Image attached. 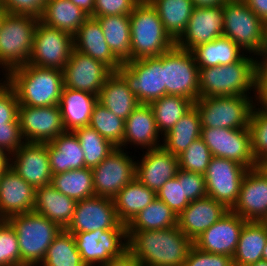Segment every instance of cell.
Here are the masks:
<instances>
[{"mask_svg":"<svg viewBox=\"0 0 267 266\" xmlns=\"http://www.w3.org/2000/svg\"><path fill=\"white\" fill-rule=\"evenodd\" d=\"M127 234L128 250L142 266H183L193 245L178 226Z\"/></svg>","mask_w":267,"mask_h":266,"instance_id":"6da1fadb","label":"cell"},{"mask_svg":"<svg viewBox=\"0 0 267 266\" xmlns=\"http://www.w3.org/2000/svg\"><path fill=\"white\" fill-rule=\"evenodd\" d=\"M4 78L15 89L19 105H58L64 88L63 72L31 64L11 70Z\"/></svg>","mask_w":267,"mask_h":266,"instance_id":"7a4b0ae2","label":"cell"},{"mask_svg":"<svg viewBox=\"0 0 267 266\" xmlns=\"http://www.w3.org/2000/svg\"><path fill=\"white\" fill-rule=\"evenodd\" d=\"M255 78L256 57L253 55L244 54L228 65L199 68V97L248 95L255 92Z\"/></svg>","mask_w":267,"mask_h":266,"instance_id":"3957f363","label":"cell"},{"mask_svg":"<svg viewBox=\"0 0 267 266\" xmlns=\"http://www.w3.org/2000/svg\"><path fill=\"white\" fill-rule=\"evenodd\" d=\"M15 230L21 265L39 266L54 238L62 230L56 223L34 211L6 219Z\"/></svg>","mask_w":267,"mask_h":266,"instance_id":"277c9868","label":"cell"},{"mask_svg":"<svg viewBox=\"0 0 267 266\" xmlns=\"http://www.w3.org/2000/svg\"><path fill=\"white\" fill-rule=\"evenodd\" d=\"M129 17L131 60L158 57L176 45L150 3L138 4Z\"/></svg>","mask_w":267,"mask_h":266,"instance_id":"5b68a950","label":"cell"},{"mask_svg":"<svg viewBox=\"0 0 267 266\" xmlns=\"http://www.w3.org/2000/svg\"><path fill=\"white\" fill-rule=\"evenodd\" d=\"M38 21L33 15H5L0 27V68L5 76L28 63Z\"/></svg>","mask_w":267,"mask_h":266,"instance_id":"8992f818","label":"cell"},{"mask_svg":"<svg viewBox=\"0 0 267 266\" xmlns=\"http://www.w3.org/2000/svg\"><path fill=\"white\" fill-rule=\"evenodd\" d=\"M253 95L199 97L194 106L202 127L239 129L249 128L254 107Z\"/></svg>","mask_w":267,"mask_h":266,"instance_id":"52a82bcc","label":"cell"},{"mask_svg":"<svg viewBox=\"0 0 267 266\" xmlns=\"http://www.w3.org/2000/svg\"><path fill=\"white\" fill-rule=\"evenodd\" d=\"M223 36L230 38L244 53L257 55L262 47L267 25L243 0H229L223 5Z\"/></svg>","mask_w":267,"mask_h":266,"instance_id":"ba28073f","label":"cell"},{"mask_svg":"<svg viewBox=\"0 0 267 266\" xmlns=\"http://www.w3.org/2000/svg\"><path fill=\"white\" fill-rule=\"evenodd\" d=\"M117 72L125 79L140 104H149L166 95L164 53L158 57L130 60Z\"/></svg>","mask_w":267,"mask_h":266,"instance_id":"9c48e42d","label":"cell"},{"mask_svg":"<svg viewBox=\"0 0 267 266\" xmlns=\"http://www.w3.org/2000/svg\"><path fill=\"white\" fill-rule=\"evenodd\" d=\"M86 266H101L128 250L127 227L72 233Z\"/></svg>","mask_w":267,"mask_h":266,"instance_id":"30bf717a","label":"cell"},{"mask_svg":"<svg viewBox=\"0 0 267 266\" xmlns=\"http://www.w3.org/2000/svg\"><path fill=\"white\" fill-rule=\"evenodd\" d=\"M166 95L181 96L195 102L199 98V67L191 51L176 45L164 53Z\"/></svg>","mask_w":267,"mask_h":266,"instance_id":"8fae6325","label":"cell"},{"mask_svg":"<svg viewBox=\"0 0 267 266\" xmlns=\"http://www.w3.org/2000/svg\"><path fill=\"white\" fill-rule=\"evenodd\" d=\"M74 49V36L38 21L27 64L63 70Z\"/></svg>","mask_w":267,"mask_h":266,"instance_id":"7c38bea8","label":"cell"},{"mask_svg":"<svg viewBox=\"0 0 267 266\" xmlns=\"http://www.w3.org/2000/svg\"><path fill=\"white\" fill-rule=\"evenodd\" d=\"M201 138L212 156L236 161L248 169L258 167L252 154L249 128L202 127Z\"/></svg>","mask_w":267,"mask_h":266,"instance_id":"4fadbf2b","label":"cell"},{"mask_svg":"<svg viewBox=\"0 0 267 266\" xmlns=\"http://www.w3.org/2000/svg\"><path fill=\"white\" fill-rule=\"evenodd\" d=\"M248 170L236 161L212 156L204 174L208 197L231 210L238 200L240 186Z\"/></svg>","mask_w":267,"mask_h":266,"instance_id":"5bb4252c","label":"cell"},{"mask_svg":"<svg viewBox=\"0 0 267 266\" xmlns=\"http://www.w3.org/2000/svg\"><path fill=\"white\" fill-rule=\"evenodd\" d=\"M126 152L117 147L98 166L91 168L95 196L113 199L136 178V161Z\"/></svg>","mask_w":267,"mask_h":266,"instance_id":"9a60e30c","label":"cell"},{"mask_svg":"<svg viewBox=\"0 0 267 266\" xmlns=\"http://www.w3.org/2000/svg\"><path fill=\"white\" fill-rule=\"evenodd\" d=\"M18 121L25 142L48 143L65 132L59 105H19Z\"/></svg>","mask_w":267,"mask_h":266,"instance_id":"2e32d148","label":"cell"},{"mask_svg":"<svg viewBox=\"0 0 267 266\" xmlns=\"http://www.w3.org/2000/svg\"><path fill=\"white\" fill-rule=\"evenodd\" d=\"M127 227L118 219L111 198L93 196L77 201L72 221L66 227L69 233L90 232L97 229L109 230Z\"/></svg>","mask_w":267,"mask_h":266,"instance_id":"e0dca14e","label":"cell"},{"mask_svg":"<svg viewBox=\"0 0 267 266\" xmlns=\"http://www.w3.org/2000/svg\"><path fill=\"white\" fill-rule=\"evenodd\" d=\"M63 72L64 87L99 95L113 71L104 63L73 49Z\"/></svg>","mask_w":267,"mask_h":266,"instance_id":"ac0fdd59","label":"cell"},{"mask_svg":"<svg viewBox=\"0 0 267 266\" xmlns=\"http://www.w3.org/2000/svg\"><path fill=\"white\" fill-rule=\"evenodd\" d=\"M10 167L35 189L52 183L48 143L24 142L11 155Z\"/></svg>","mask_w":267,"mask_h":266,"instance_id":"d6986e66","label":"cell"},{"mask_svg":"<svg viewBox=\"0 0 267 266\" xmlns=\"http://www.w3.org/2000/svg\"><path fill=\"white\" fill-rule=\"evenodd\" d=\"M223 26V6L194 7L187 28L176 46L191 51L201 44L222 37Z\"/></svg>","mask_w":267,"mask_h":266,"instance_id":"ffe728a7","label":"cell"},{"mask_svg":"<svg viewBox=\"0 0 267 266\" xmlns=\"http://www.w3.org/2000/svg\"><path fill=\"white\" fill-rule=\"evenodd\" d=\"M247 221L229 210L222 218L204 231L193 245L205 252L233 257L242 228Z\"/></svg>","mask_w":267,"mask_h":266,"instance_id":"44dd1931","label":"cell"},{"mask_svg":"<svg viewBox=\"0 0 267 266\" xmlns=\"http://www.w3.org/2000/svg\"><path fill=\"white\" fill-rule=\"evenodd\" d=\"M231 211L254 222H259L267 213V175L259 167L249 169L245 174Z\"/></svg>","mask_w":267,"mask_h":266,"instance_id":"7402d4cb","label":"cell"},{"mask_svg":"<svg viewBox=\"0 0 267 266\" xmlns=\"http://www.w3.org/2000/svg\"><path fill=\"white\" fill-rule=\"evenodd\" d=\"M35 188L11 167L0 176V220L34 209Z\"/></svg>","mask_w":267,"mask_h":266,"instance_id":"603a6c76","label":"cell"},{"mask_svg":"<svg viewBox=\"0 0 267 266\" xmlns=\"http://www.w3.org/2000/svg\"><path fill=\"white\" fill-rule=\"evenodd\" d=\"M144 155V156H143ZM136 162V179L156 193L179 171L178 157L162 146L146 150Z\"/></svg>","mask_w":267,"mask_h":266,"instance_id":"cb8c5ba5","label":"cell"},{"mask_svg":"<svg viewBox=\"0 0 267 266\" xmlns=\"http://www.w3.org/2000/svg\"><path fill=\"white\" fill-rule=\"evenodd\" d=\"M229 209L211 197L191 201L178 215V228L193 242L222 218Z\"/></svg>","mask_w":267,"mask_h":266,"instance_id":"d4e9b609","label":"cell"},{"mask_svg":"<svg viewBox=\"0 0 267 266\" xmlns=\"http://www.w3.org/2000/svg\"><path fill=\"white\" fill-rule=\"evenodd\" d=\"M160 135L150 105L140 104L125 120L122 149L125 150L128 144L146 150L156 149L162 146Z\"/></svg>","mask_w":267,"mask_h":266,"instance_id":"484cf974","label":"cell"},{"mask_svg":"<svg viewBox=\"0 0 267 266\" xmlns=\"http://www.w3.org/2000/svg\"><path fill=\"white\" fill-rule=\"evenodd\" d=\"M74 49L107 65L117 72L122 63L110 50L102 31L100 22L88 17L74 35Z\"/></svg>","mask_w":267,"mask_h":266,"instance_id":"4316f807","label":"cell"},{"mask_svg":"<svg viewBox=\"0 0 267 266\" xmlns=\"http://www.w3.org/2000/svg\"><path fill=\"white\" fill-rule=\"evenodd\" d=\"M97 102V95L64 87L58 105L65 131L89 126Z\"/></svg>","mask_w":267,"mask_h":266,"instance_id":"83f0119b","label":"cell"},{"mask_svg":"<svg viewBox=\"0 0 267 266\" xmlns=\"http://www.w3.org/2000/svg\"><path fill=\"white\" fill-rule=\"evenodd\" d=\"M77 201L59 192L52 184L35 189L33 211L66 229L72 221Z\"/></svg>","mask_w":267,"mask_h":266,"instance_id":"f1b7e54d","label":"cell"},{"mask_svg":"<svg viewBox=\"0 0 267 266\" xmlns=\"http://www.w3.org/2000/svg\"><path fill=\"white\" fill-rule=\"evenodd\" d=\"M48 156L53 175L85 167L84 152L73 131H65L48 142Z\"/></svg>","mask_w":267,"mask_h":266,"instance_id":"f546056e","label":"cell"},{"mask_svg":"<svg viewBox=\"0 0 267 266\" xmlns=\"http://www.w3.org/2000/svg\"><path fill=\"white\" fill-rule=\"evenodd\" d=\"M98 102L123 120H126L140 105L127 82L118 72H113L107 78L99 92Z\"/></svg>","mask_w":267,"mask_h":266,"instance_id":"4dcf8cb0","label":"cell"},{"mask_svg":"<svg viewBox=\"0 0 267 266\" xmlns=\"http://www.w3.org/2000/svg\"><path fill=\"white\" fill-rule=\"evenodd\" d=\"M157 198L156 192L134 178L113 198L118 219L128 225L135 216Z\"/></svg>","mask_w":267,"mask_h":266,"instance_id":"1f68e13d","label":"cell"},{"mask_svg":"<svg viewBox=\"0 0 267 266\" xmlns=\"http://www.w3.org/2000/svg\"><path fill=\"white\" fill-rule=\"evenodd\" d=\"M267 244V229L257 221H247L241 230L235 253L234 266H250L263 259Z\"/></svg>","mask_w":267,"mask_h":266,"instance_id":"d6a6232c","label":"cell"},{"mask_svg":"<svg viewBox=\"0 0 267 266\" xmlns=\"http://www.w3.org/2000/svg\"><path fill=\"white\" fill-rule=\"evenodd\" d=\"M114 56L122 63L131 60V28L129 15H110L96 18Z\"/></svg>","mask_w":267,"mask_h":266,"instance_id":"836d02e7","label":"cell"},{"mask_svg":"<svg viewBox=\"0 0 267 266\" xmlns=\"http://www.w3.org/2000/svg\"><path fill=\"white\" fill-rule=\"evenodd\" d=\"M191 53L199 68L228 65L237 62L245 54L237 44L224 36L195 47Z\"/></svg>","mask_w":267,"mask_h":266,"instance_id":"e575fe53","label":"cell"},{"mask_svg":"<svg viewBox=\"0 0 267 266\" xmlns=\"http://www.w3.org/2000/svg\"><path fill=\"white\" fill-rule=\"evenodd\" d=\"M89 16L70 0H47L39 20L73 36Z\"/></svg>","mask_w":267,"mask_h":266,"instance_id":"d590c367","label":"cell"},{"mask_svg":"<svg viewBox=\"0 0 267 266\" xmlns=\"http://www.w3.org/2000/svg\"><path fill=\"white\" fill-rule=\"evenodd\" d=\"M166 33L176 43L184 34L194 5L192 0H152Z\"/></svg>","mask_w":267,"mask_h":266,"instance_id":"8d00e7d4","label":"cell"},{"mask_svg":"<svg viewBox=\"0 0 267 266\" xmlns=\"http://www.w3.org/2000/svg\"><path fill=\"white\" fill-rule=\"evenodd\" d=\"M200 115L193 106L163 137L162 147L178 157L193 141L201 137Z\"/></svg>","mask_w":267,"mask_h":266,"instance_id":"74e56055","label":"cell"},{"mask_svg":"<svg viewBox=\"0 0 267 266\" xmlns=\"http://www.w3.org/2000/svg\"><path fill=\"white\" fill-rule=\"evenodd\" d=\"M161 136L169 132L172 127L193 106L191 99L175 95H165L149 103Z\"/></svg>","mask_w":267,"mask_h":266,"instance_id":"f35d334b","label":"cell"},{"mask_svg":"<svg viewBox=\"0 0 267 266\" xmlns=\"http://www.w3.org/2000/svg\"><path fill=\"white\" fill-rule=\"evenodd\" d=\"M54 188L64 195L80 201L95 196L91 168H80L52 176Z\"/></svg>","mask_w":267,"mask_h":266,"instance_id":"ab89813d","label":"cell"},{"mask_svg":"<svg viewBox=\"0 0 267 266\" xmlns=\"http://www.w3.org/2000/svg\"><path fill=\"white\" fill-rule=\"evenodd\" d=\"M177 217L162 200L156 198L127 225V231L173 228L177 226Z\"/></svg>","mask_w":267,"mask_h":266,"instance_id":"60d3db41","label":"cell"},{"mask_svg":"<svg viewBox=\"0 0 267 266\" xmlns=\"http://www.w3.org/2000/svg\"><path fill=\"white\" fill-rule=\"evenodd\" d=\"M39 266H86L72 233L62 229L48 247Z\"/></svg>","mask_w":267,"mask_h":266,"instance_id":"b9f144b4","label":"cell"},{"mask_svg":"<svg viewBox=\"0 0 267 266\" xmlns=\"http://www.w3.org/2000/svg\"><path fill=\"white\" fill-rule=\"evenodd\" d=\"M73 132L76 134L84 152L86 168L98 166L117 148L90 126L78 128Z\"/></svg>","mask_w":267,"mask_h":266,"instance_id":"7bdbcfd3","label":"cell"},{"mask_svg":"<svg viewBox=\"0 0 267 266\" xmlns=\"http://www.w3.org/2000/svg\"><path fill=\"white\" fill-rule=\"evenodd\" d=\"M89 126L114 146L122 149L125 120L113 114L99 102L94 106Z\"/></svg>","mask_w":267,"mask_h":266,"instance_id":"ee69618b","label":"cell"},{"mask_svg":"<svg viewBox=\"0 0 267 266\" xmlns=\"http://www.w3.org/2000/svg\"><path fill=\"white\" fill-rule=\"evenodd\" d=\"M251 149L256 162L267 157V110L254 105L250 118Z\"/></svg>","mask_w":267,"mask_h":266,"instance_id":"f6af8a7d","label":"cell"},{"mask_svg":"<svg viewBox=\"0 0 267 266\" xmlns=\"http://www.w3.org/2000/svg\"><path fill=\"white\" fill-rule=\"evenodd\" d=\"M212 154L200 137L178 156L179 168L187 171L205 174Z\"/></svg>","mask_w":267,"mask_h":266,"instance_id":"bcb514c9","label":"cell"},{"mask_svg":"<svg viewBox=\"0 0 267 266\" xmlns=\"http://www.w3.org/2000/svg\"><path fill=\"white\" fill-rule=\"evenodd\" d=\"M0 266H21L18 238L6 220H0Z\"/></svg>","mask_w":267,"mask_h":266,"instance_id":"7dc6e473","label":"cell"},{"mask_svg":"<svg viewBox=\"0 0 267 266\" xmlns=\"http://www.w3.org/2000/svg\"><path fill=\"white\" fill-rule=\"evenodd\" d=\"M177 216L189 205L190 201L184 197L183 181L177 176L169 179L156 193Z\"/></svg>","mask_w":267,"mask_h":266,"instance_id":"c3c4849f","label":"cell"},{"mask_svg":"<svg viewBox=\"0 0 267 266\" xmlns=\"http://www.w3.org/2000/svg\"><path fill=\"white\" fill-rule=\"evenodd\" d=\"M18 107L15 89L5 79L0 84V122H19Z\"/></svg>","mask_w":267,"mask_h":266,"instance_id":"681fc988","label":"cell"},{"mask_svg":"<svg viewBox=\"0 0 267 266\" xmlns=\"http://www.w3.org/2000/svg\"><path fill=\"white\" fill-rule=\"evenodd\" d=\"M176 176L178 181H183L184 197L190 202L208 196L204 174L179 169Z\"/></svg>","mask_w":267,"mask_h":266,"instance_id":"f907efd6","label":"cell"},{"mask_svg":"<svg viewBox=\"0 0 267 266\" xmlns=\"http://www.w3.org/2000/svg\"><path fill=\"white\" fill-rule=\"evenodd\" d=\"M183 266H234L232 257L202 251L194 245L190 248Z\"/></svg>","mask_w":267,"mask_h":266,"instance_id":"816d5d0a","label":"cell"},{"mask_svg":"<svg viewBox=\"0 0 267 266\" xmlns=\"http://www.w3.org/2000/svg\"><path fill=\"white\" fill-rule=\"evenodd\" d=\"M137 5L136 0H94L93 14L90 17L130 15Z\"/></svg>","mask_w":267,"mask_h":266,"instance_id":"f5cc1de1","label":"cell"},{"mask_svg":"<svg viewBox=\"0 0 267 266\" xmlns=\"http://www.w3.org/2000/svg\"><path fill=\"white\" fill-rule=\"evenodd\" d=\"M24 142L19 122H0V149L12 155Z\"/></svg>","mask_w":267,"mask_h":266,"instance_id":"db71d44e","label":"cell"},{"mask_svg":"<svg viewBox=\"0 0 267 266\" xmlns=\"http://www.w3.org/2000/svg\"><path fill=\"white\" fill-rule=\"evenodd\" d=\"M47 0H0L10 14L33 15L40 18Z\"/></svg>","mask_w":267,"mask_h":266,"instance_id":"11a10c76","label":"cell"},{"mask_svg":"<svg viewBox=\"0 0 267 266\" xmlns=\"http://www.w3.org/2000/svg\"><path fill=\"white\" fill-rule=\"evenodd\" d=\"M254 94L253 98L257 103L254 102V105H257L258 108L267 110V66H256Z\"/></svg>","mask_w":267,"mask_h":266,"instance_id":"9f6ffc18","label":"cell"},{"mask_svg":"<svg viewBox=\"0 0 267 266\" xmlns=\"http://www.w3.org/2000/svg\"><path fill=\"white\" fill-rule=\"evenodd\" d=\"M101 266H142L136 257L127 250L122 256L109 260Z\"/></svg>","mask_w":267,"mask_h":266,"instance_id":"6f0895ef","label":"cell"},{"mask_svg":"<svg viewBox=\"0 0 267 266\" xmlns=\"http://www.w3.org/2000/svg\"><path fill=\"white\" fill-rule=\"evenodd\" d=\"M243 1L267 25V0Z\"/></svg>","mask_w":267,"mask_h":266,"instance_id":"680465c9","label":"cell"},{"mask_svg":"<svg viewBox=\"0 0 267 266\" xmlns=\"http://www.w3.org/2000/svg\"><path fill=\"white\" fill-rule=\"evenodd\" d=\"M257 56H260V57H257ZM256 66H267V27L264 30L261 50L256 55Z\"/></svg>","mask_w":267,"mask_h":266,"instance_id":"91938a15","label":"cell"},{"mask_svg":"<svg viewBox=\"0 0 267 266\" xmlns=\"http://www.w3.org/2000/svg\"><path fill=\"white\" fill-rule=\"evenodd\" d=\"M74 5L79 7L88 16L93 14L94 0H70Z\"/></svg>","mask_w":267,"mask_h":266,"instance_id":"94428289","label":"cell"},{"mask_svg":"<svg viewBox=\"0 0 267 266\" xmlns=\"http://www.w3.org/2000/svg\"><path fill=\"white\" fill-rule=\"evenodd\" d=\"M229 0H192L194 7L223 6Z\"/></svg>","mask_w":267,"mask_h":266,"instance_id":"6125c7cd","label":"cell"},{"mask_svg":"<svg viewBox=\"0 0 267 266\" xmlns=\"http://www.w3.org/2000/svg\"><path fill=\"white\" fill-rule=\"evenodd\" d=\"M11 166V155L0 149V173H4Z\"/></svg>","mask_w":267,"mask_h":266,"instance_id":"be15d7a7","label":"cell"},{"mask_svg":"<svg viewBox=\"0 0 267 266\" xmlns=\"http://www.w3.org/2000/svg\"><path fill=\"white\" fill-rule=\"evenodd\" d=\"M258 167L267 175V157L258 162Z\"/></svg>","mask_w":267,"mask_h":266,"instance_id":"e7e4bbea","label":"cell"},{"mask_svg":"<svg viewBox=\"0 0 267 266\" xmlns=\"http://www.w3.org/2000/svg\"><path fill=\"white\" fill-rule=\"evenodd\" d=\"M8 12L4 9V7L0 4V27H1V24H2V21L5 17V15L7 14Z\"/></svg>","mask_w":267,"mask_h":266,"instance_id":"03108f58","label":"cell"},{"mask_svg":"<svg viewBox=\"0 0 267 266\" xmlns=\"http://www.w3.org/2000/svg\"><path fill=\"white\" fill-rule=\"evenodd\" d=\"M250 266H267V261L262 259V260L255 262L254 264Z\"/></svg>","mask_w":267,"mask_h":266,"instance_id":"003e7915","label":"cell"},{"mask_svg":"<svg viewBox=\"0 0 267 266\" xmlns=\"http://www.w3.org/2000/svg\"><path fill=\"white\" fill-rule=\"evenodd\" d=\"M267 229V213L259 221Z\"/></svg>","mask_w":267,"mask_h":266,"instance_id":"a7ac6f4b","label":"cell"},{"mask_svg":"<svg viewBox=\"0 0 267 266\" xmlns=\"http://www.w3.org/2000/svg\"><path fill=\"white\" fill-rule=\"evenodd\" d=\"M262 255H263V260H266L267 261V244L265 245V248L263 250Z\"/></svg>","mask_w":267,"mask_h":266,"instance_id":"89a4df30","label":"cell"},{"mask_svg":"<svg viewBox=\"0 0 267 266\" xmlns=\"http://www.w3.org/2000/svg\"><path fill=\"white\" fill-rule=\"evenodd\" d=\"M138 4L150 3L152 0H136Z\"/></svg>","mask_w":267,"mask_h":266,"instance_id":"2644e50d","label":"cell"}]
</instances>
